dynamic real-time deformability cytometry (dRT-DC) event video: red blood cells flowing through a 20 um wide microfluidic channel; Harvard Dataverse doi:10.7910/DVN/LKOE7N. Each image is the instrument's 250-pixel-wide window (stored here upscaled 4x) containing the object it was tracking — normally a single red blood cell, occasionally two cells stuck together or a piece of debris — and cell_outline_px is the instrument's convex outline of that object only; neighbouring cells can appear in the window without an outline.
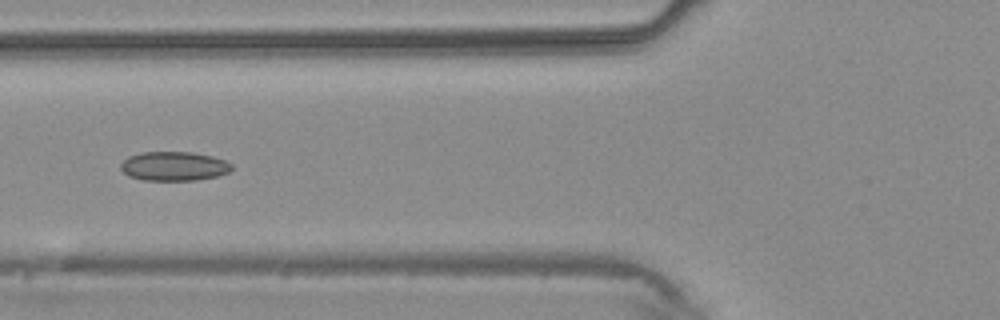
{"species": "common noctule bat (a hibernating species)", "species_latin": "Nyctalus noctula", "temperature_condition": "warm", "stored_images_in_passage": 6, "camera_frame_rate_fps": 3000, "um_per_image_px": 0.085, "animal": {"sex": "male", "body_mass_g": 20.4}, "frame": {"image": 1, "passage_image": 6, "time_ms": 6.667, "image_size_px": [1000, 320], "cell_outline_px": [[232, 168], [228, 172], [216, 176], [196, 180], [144, 180], [128, 176], [120, 168], [120, 164], [128, 156], [144, 152], [192, 152], [212, 156], [224, 160], [232, 164]], "centroid_in_image_um": [14.77, 14.12], "position_along_channel_um": 111.0, "area_um2": 18.79}}